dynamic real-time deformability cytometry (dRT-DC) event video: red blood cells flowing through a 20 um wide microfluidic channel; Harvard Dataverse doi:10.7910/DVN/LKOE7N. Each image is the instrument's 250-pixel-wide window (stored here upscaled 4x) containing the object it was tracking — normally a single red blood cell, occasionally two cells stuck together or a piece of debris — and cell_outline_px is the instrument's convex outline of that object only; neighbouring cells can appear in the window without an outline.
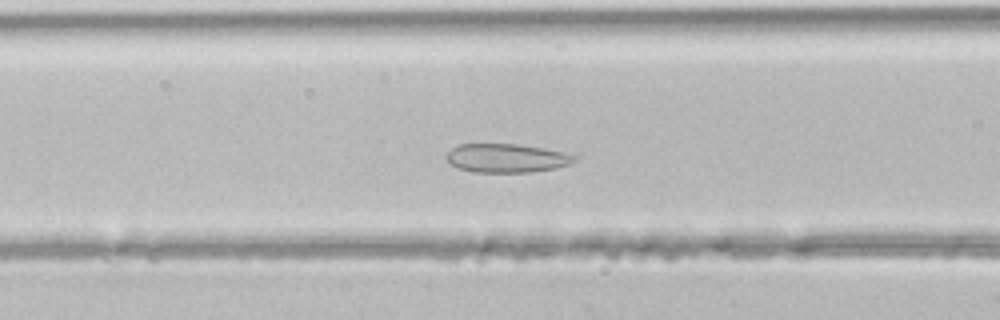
{"species": "common noctule bat (a hibernating species)", "species_latin": "Nyctalus noctula", "temperature_condition": "room temperature", "stored_images_in_passage": 33, "camera_frame_rate_fps": 3000, "um_per_image_px": 0.085, "animal": {"sex": "male", "body_mass_g": 21.5, "forearm_length_mm": 52.0}, "frame": {"image": 1, "passage_image": 6, "time_ms": 1.667, "image_size_px": [1000, 320], "cell_outline_px": [[576, 160], [568, 164], [556, 168], [532, 172], [472, 172], [460, 168], [452, 164], [448, 160], [448, 152], [452, 148], [460, 144], [516, 144], [544, 148], [564, 152], [576, 156]], "centroid_in_image_um": [43.09, 13.44], "position_along_channel_um": 123.5, "area_um2": 21.21}}
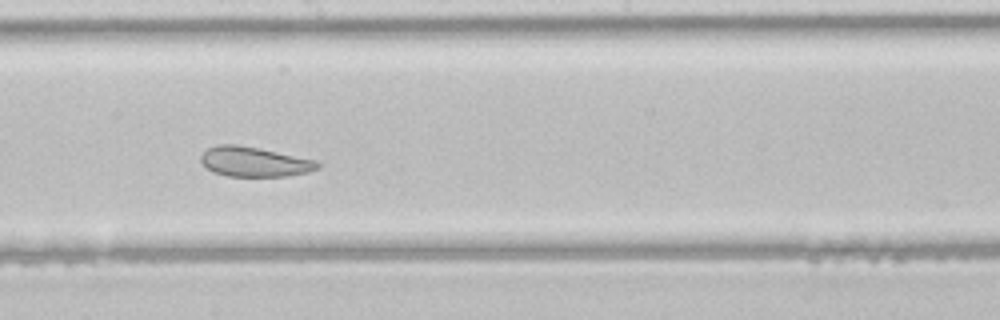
{"frame": {"image": 2, "passage_image": 13, "time_ms": 4.0, "image_size_px": [1000, 320], "cell_outline_px": [[320, 168], [308, 172], [288, 176], [228, 176], [212, 172], [200, 160], [200, 156], [208, 148], [216, 144], [236, 144], [260, 148], [316, 160], [320, 164]], "centroid_in_image_um": [21.62, 13.74], "position_along_channel_um": 226.6, "area_um2": 20.35}}
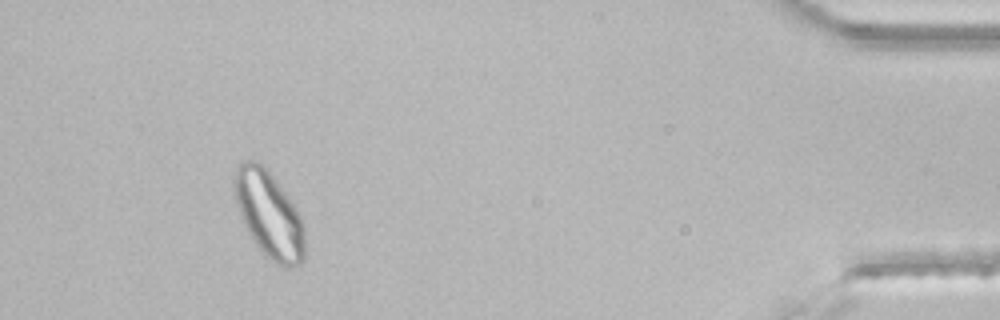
{"frame": {"image": 3, "passage_image": 30, "time_ms": 9.667, "image_size_px": [1000, 320], "cell_outline_px": [[304, 260], [300, 264], [292, 268], [284, 268], [276, 264], [264, 256], [248, 232], [240, 216], [236, 200], [232, 180], [236, 164], [240, 160], [252, 160], [264, 164], [296, 208], [304, 224]], "centroid_in_image_um": [22.85, 18.23], "position_along_channel_um": 412.4, "area_um2": 35.95}}